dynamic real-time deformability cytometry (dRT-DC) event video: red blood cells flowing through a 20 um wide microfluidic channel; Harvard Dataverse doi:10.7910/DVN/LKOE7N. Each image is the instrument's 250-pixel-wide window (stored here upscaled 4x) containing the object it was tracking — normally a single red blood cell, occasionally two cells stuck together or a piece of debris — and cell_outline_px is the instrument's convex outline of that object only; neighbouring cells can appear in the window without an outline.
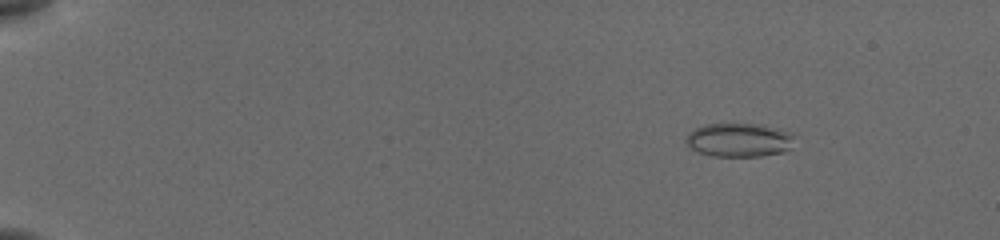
{"species": "common noctule bat (a hibernating species)", "species_latin": "Nyctalus noctula", "temperature_condition": "cold", "stored_images_in_passage": 56, "camera_frame_rate_fps": 3000, "um_per_image_px": 0.085, "animal": {"sex": "female", "body_mass_g": 19.5, "forearm_length_mm": 54.1}, "frame": {"image": 1, "passage_image": 9, "time_ms": 2.667, "image_size_px": [1000, 240], "cell_outline_px": [[792, 148], [784, 152], [760, 156], [712, 156], [700, 152], [692, 148], [684, 140], [696, 128], [704, 124], [764, 124], [780, 128], [792, 132]], "centroid_in_image_um": [62.88, 11.89], "position_along_channel_um": 22.1, "area_um2": 21.33}}
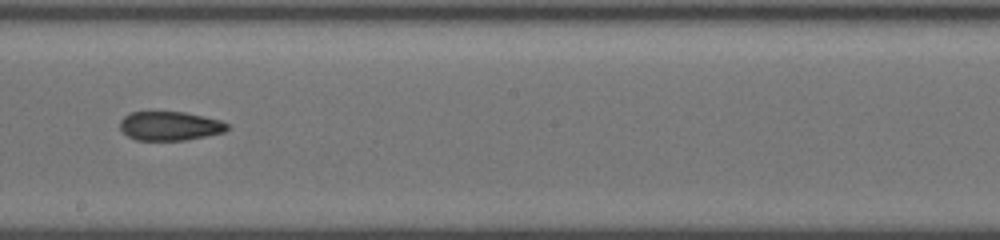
{"frame": {"image": 2, "passage_image": 35, "time_ms": 11.333, "image_size_px": [1000, 240], "cell_outline_px": [[228, 128], [224, 132], [184, 140], [136, 140], [128, 136], [120, 128], [120, 120], [124, 116], [132, 112], [184, 112], [220, 120], [228, 124]], "centroid_in_image_um": [14.42, 10.7], "position_along_channel_um": 233.8, "area_um2": 17.92}}
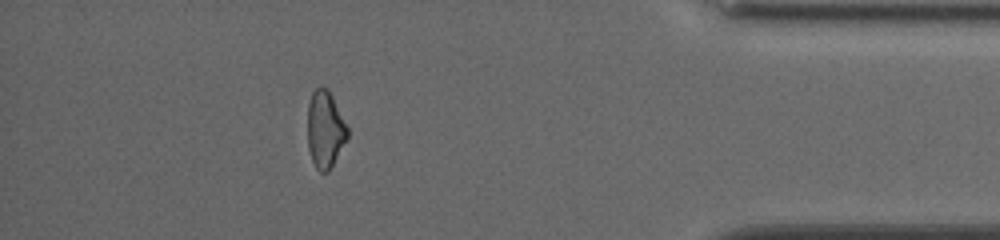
{"frame": {"image": 3, "passage_image": 51, "time_ms": 16.667, "image_size_px": [1000, 240], "cell_outline_px": [[348, 136], [328, 172], [320, 172], [316, 168], [312, 160], [308, 148], [308, 104], [312, 92], [316, 88], [324, 88], [332, 96], [348, 128]], "centroid_in_image_um": [27.62, 11.02], "position_along_channel_um": 407.6, "area_um2": 17.51}, "authors_computed_cell_mechanics": {"area_um2": 19.1896, "velocity_mm_per_s": 3.887, "shape_relaxation_time_tau1_ms": null, "shape_relaxation_time_tau2_ms": 2.587, "deformation_change_tau1": null, "deformation_change_tau2": 0.0829}}